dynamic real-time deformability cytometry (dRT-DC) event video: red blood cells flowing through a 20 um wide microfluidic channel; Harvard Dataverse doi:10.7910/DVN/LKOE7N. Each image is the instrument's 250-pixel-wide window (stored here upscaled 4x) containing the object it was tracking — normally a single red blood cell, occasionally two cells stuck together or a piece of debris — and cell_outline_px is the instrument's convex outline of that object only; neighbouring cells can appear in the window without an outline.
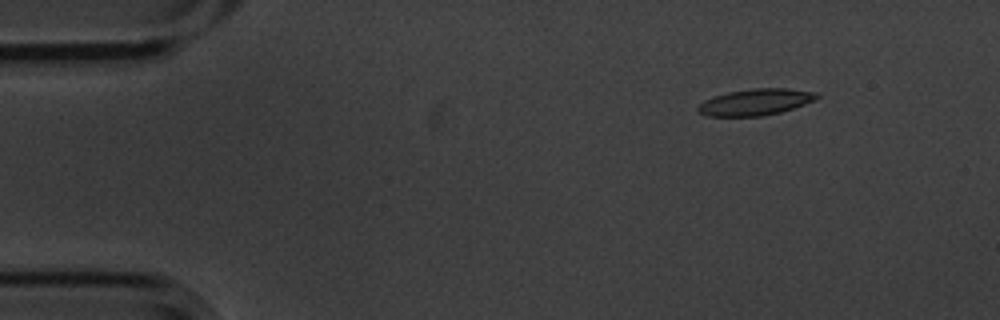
{"species": "common noctule bat (a hibernating species)", "species_latin": "Nyctalus noctula", "temperature_condition": "cold", "stored_images_in_passage": 5, "camera_frame_rate_fps": 3000, "um_per_image_px": 0.085, "animal": {"sex": "male", "body_mass_g": 20.1, "forearm_length_mm": 53.5}, "frame": {"image": 1, "passage_image": 1, "time_ms": 0.0, "image_size_px": [1000, 320], "cell_outline_px": [[820, 96], [816, 100], [780, 112], [764, 116], [704, 116], [696, 108], [704, 100], [728, 92], [752, 88], [788, 88], [820, 92]], "centroid_in_image_um": [64.26, 8.67], "position_along_channel_um": 20.7, "area_um2": 18.38}}
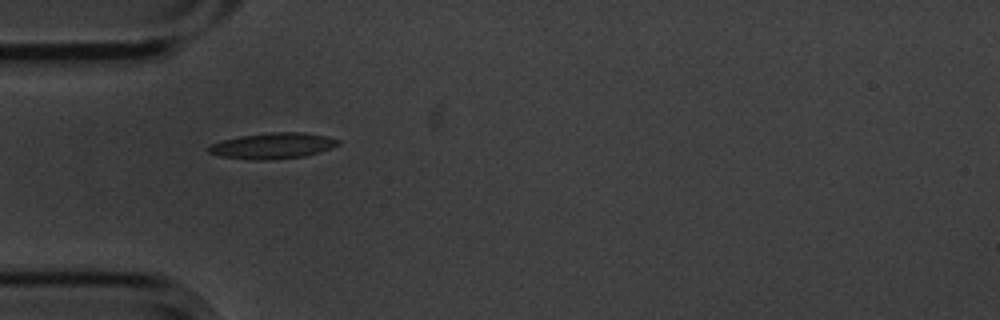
{"frame": {"image": 2, "passage_image": 4, "time_ms": 1.0, "image_size_px": [1000, 320], "cell_outline_px": [[340, 144], [304, 156], [268, 160], [252, 160], [220, 156], [208, 152], [208, 144], [240, 136], [272, 132], [304, 132], [324, 136], [340, 140]], "centroid_in_image_um": [23.13, 12.39], "position_along_channel_um": 61.9, "area_um2": 19.31}}
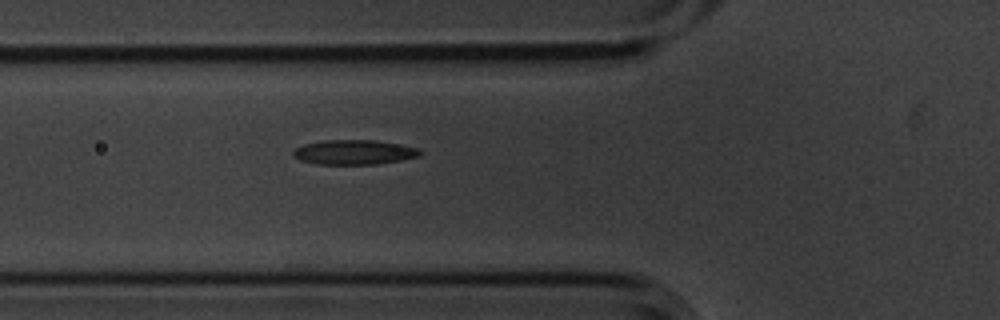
{"frame": {"image": 3, "passage_image": 5, "time_ms": 1.333, "image_size_px": [1000, 320], "cell_outline_px": [[424, 152], [420, 156], [400, 160], [376, 164], [316, 164], [300, 160], [292, 156], [292, 152], [296, 148], [304, 144], [324, 140], [376, 140], [400, 144], [416, 148]], "centroid_in_image_um": [30.09, 12.93], "position_along_channel_um": 95.7, "area_um2": 18.26}}